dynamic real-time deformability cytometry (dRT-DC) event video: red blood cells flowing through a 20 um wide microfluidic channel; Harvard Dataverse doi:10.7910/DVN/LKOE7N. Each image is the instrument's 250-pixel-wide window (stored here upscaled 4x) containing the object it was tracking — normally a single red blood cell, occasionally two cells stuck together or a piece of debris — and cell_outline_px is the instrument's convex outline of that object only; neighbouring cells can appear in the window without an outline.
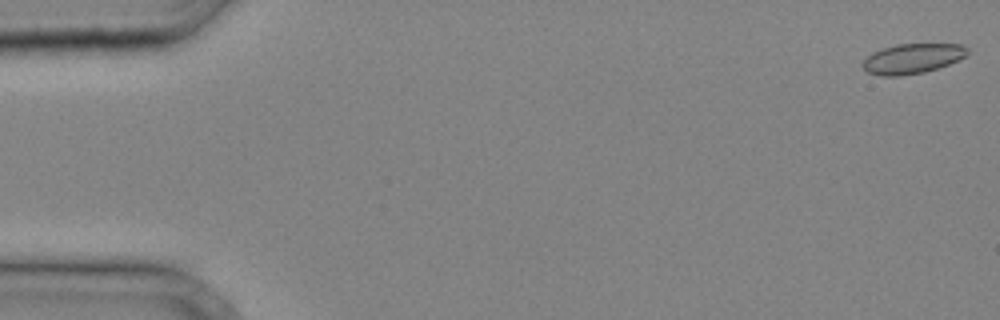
{"species": "common noctule bat (a hibernating species)", "species_latin": "Nyctalus noctula", "temperature_condition": "cold", "stored_images_in_passage": 34, "camera_frame_rate_fps": 3000, "um_per_image_px": 0.085, "animal": {"sex": "male", "body_mass_g": 20.4}, "frame": {"image": 1, "passage_image": 1, "time_ms": 0.0, "image_size_px": [1000, 320], "cell_outline_px": [[960, 56], [956, 60], [932, 68], [916, 72], [872, 72], [872, 56], [880, 52], [892, 48], [908, 44], [952, 44]], "centroid_in_image_um": [77.67, 4.92], "position_along_channel_um": 7.3, "area_um2": 14.1}}
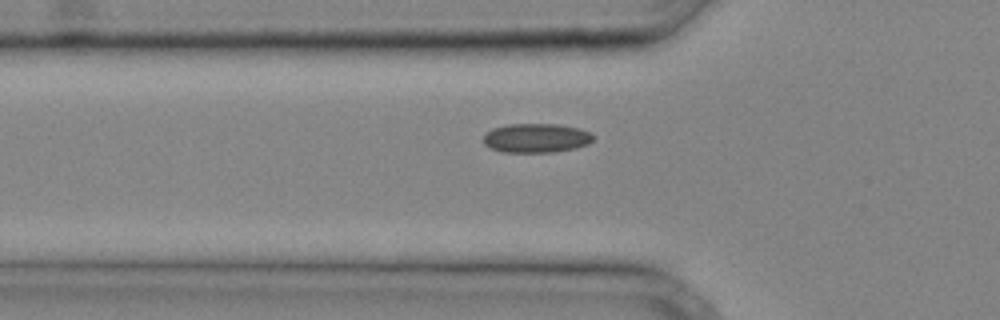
{"frame": {"image": 2, "passage_image": 13, "time_ms": 4.0, "image_size_px": [1000, 320], "cell_outline_px": [[592, 136], [588, 140], [580, 144], [568, 148], [528, 152], [524, 152], [496, 148], [488, 144], [484, 140], [492, 132], [500, 128], [568, 128], [584, 132]], "centroid_in_image_um": [45.55, 11.81], "position_along_channel_um": 80.2, "area_um2": 14.45}}
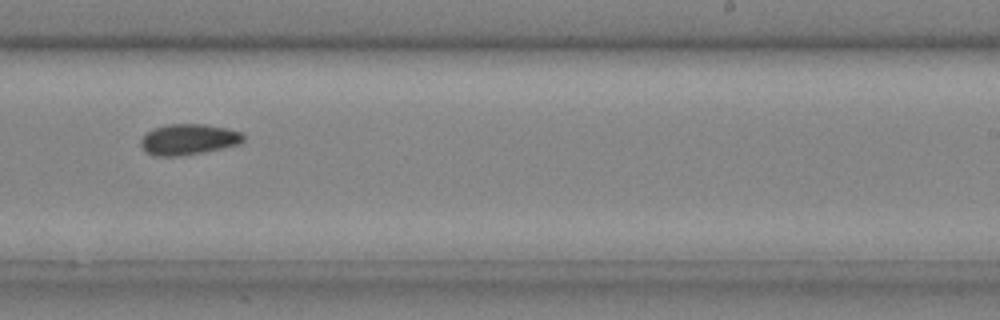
{"frame": {"image": 3, "passage_image": 24, "time_ms": 7.667, "image_size_px": [1000, 320], "cell_outline_px": [[240, 140], [228, 144], [188, 152], [152, 152], [144, 144], [144, 140], [152, 132], [160, 128], [212, 128], [236, 132], [240, 136]], "centroid_in_image_um": [16.01, 11.84], "position_along_channel_um": 273.0, "area_um2": 13.29}}